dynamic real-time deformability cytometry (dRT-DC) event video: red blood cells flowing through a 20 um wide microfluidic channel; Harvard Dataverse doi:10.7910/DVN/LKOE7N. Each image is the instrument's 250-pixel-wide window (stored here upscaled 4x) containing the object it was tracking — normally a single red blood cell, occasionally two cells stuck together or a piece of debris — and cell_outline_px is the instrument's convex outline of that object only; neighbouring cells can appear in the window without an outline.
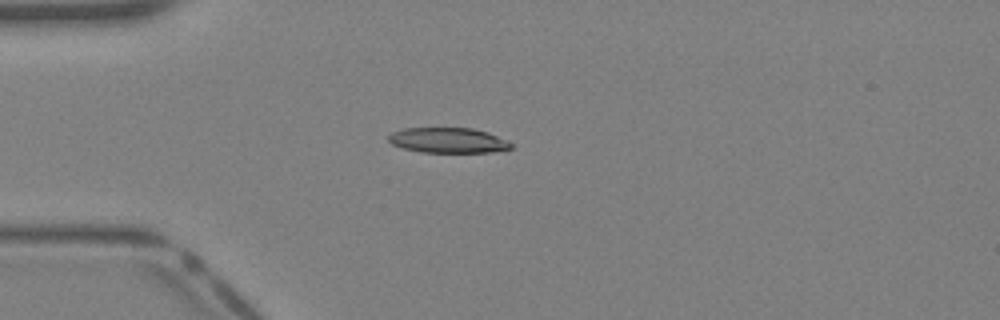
{"species": "Egyptian fruit bat (a non-hibernating species)", "species_latin": "Rousettus aegyptiacus", "temperature_condition": "warm", "stored_images_in_passage": 31, "camera_frame_rate_fps": 3000, "um_per_image_px": 0.085, "animal": {"sex": "female"}, "frame": {"image": 1, "passage_image": 2, "time_ms": 0.333, "image_size_px": [1000, 320], "cell_outline_px": [[512, 148], [492, 152], [420, 152], [404, 148], [392, 144], [388, 140], [388, 136], [392, 132], [404, 128], [472, 128], [488, 132], [512, 144]], "centroid_in_image_um": [38.06, 11.92], "position_along_channel_um": 46.9, "area_um2": 17.86}}
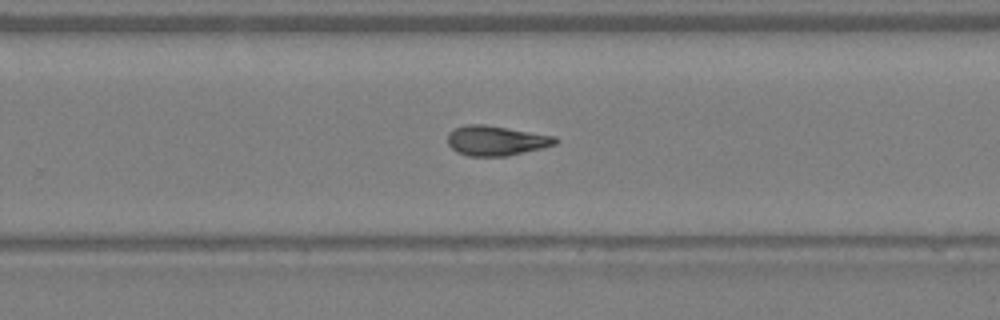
{"frame": {"image": 2, "passage_image": 17, "time_ms": 5.333, "image_size_px": [1000, 320], "cell_outline_px": [[560, 140], [556, 144], [544, 148], [508, 156], [468, 156], [456, 152], [448, 144], [448, 132], [464, 124], [484, 124], [556, 136]], "centroid_in_image_um": [42.19, 11.96], "position_along_channel_um": 287.6, "area_um2": 18.96}}
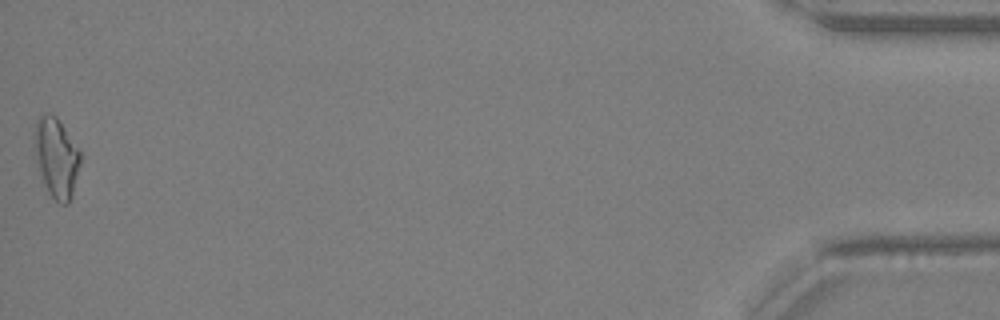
{"frame": {"image": 3, "passage_image": 31, "time_ms": 10.0, "image_size_px": [1000, 320], "cell_outline_px": [[80, 164], [72, 196], [68, 204], [60, 204], [48, 192], [40, 172], [36, 160], [36, 120], [44, 112], [48, 112], [56, 116], [80, 148]], "centroid_in_image_um": [4.83, 13.38], "position_along_channel_um": 430.4, "area_um2": 21.04}}